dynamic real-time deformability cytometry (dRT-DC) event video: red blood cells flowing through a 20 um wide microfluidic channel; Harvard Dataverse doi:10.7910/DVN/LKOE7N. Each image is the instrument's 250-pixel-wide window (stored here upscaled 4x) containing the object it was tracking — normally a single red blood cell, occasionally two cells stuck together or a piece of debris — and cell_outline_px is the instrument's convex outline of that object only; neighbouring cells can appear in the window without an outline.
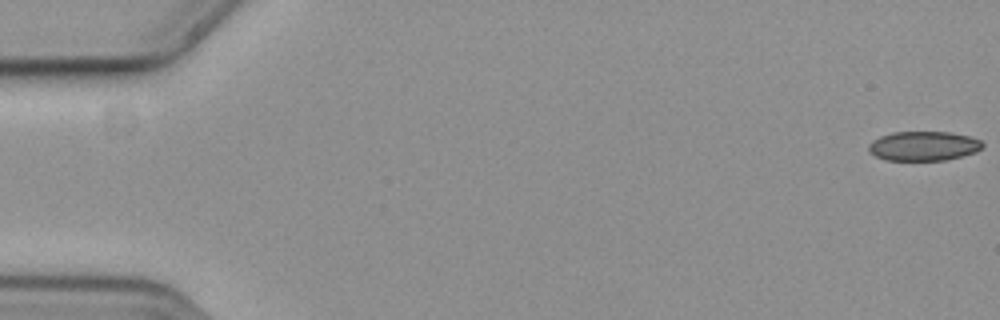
{"species": "common noctule bat (a hibernating species)", "species_latin": "Nyctalus noctula", "temperature_condition": "cold", "stored_images_in_passage": 56, "camera_frame_rate_fps": 3000, "um_per_image_px": 0.085, "animal": {"sex": "female", "body_mass_g": 19.3, "forearm_length_mm": 54.1}, "frame": {"image": 1, "passage_image": 1, "time_ms": 0.0, "image_size_px": [1000, 320], "cell_outline_px": [[984, 144], [976, 152], [944, 160], [884, 160], [868, 152], [868, 144], [872, 140], [880, 136], [892, 132], [948, 132], [972, 136], [980, 140]], "centroid_in_image_um": [78.47, 12.4], "position_along_channel_um": 6.5, "area_um2": 19.59}}
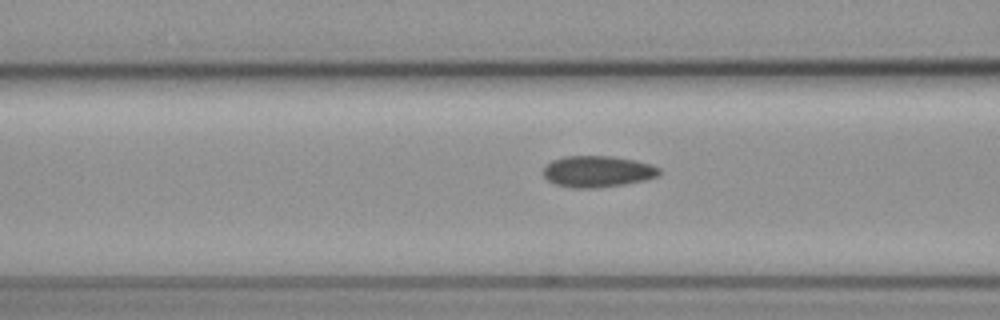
{"frame": {"image": 2, "passage_image": 23, "time_ms": 7.333, "image_size_px": [1000, 320], "cell_outline_px": [[660, 176], [644, 180], [624, 184], [600, 188], [572, 188], [556, 184], [548, 180], [544, 176], [544, 168], [552, 160], [564, 156], [612, 156], [636, 160], [652, 164], [660, 168]], "centroid_in_image_um": [50.83, 14.57], "position_along_channel_um": 115.8, "area_um2": 21.33}}
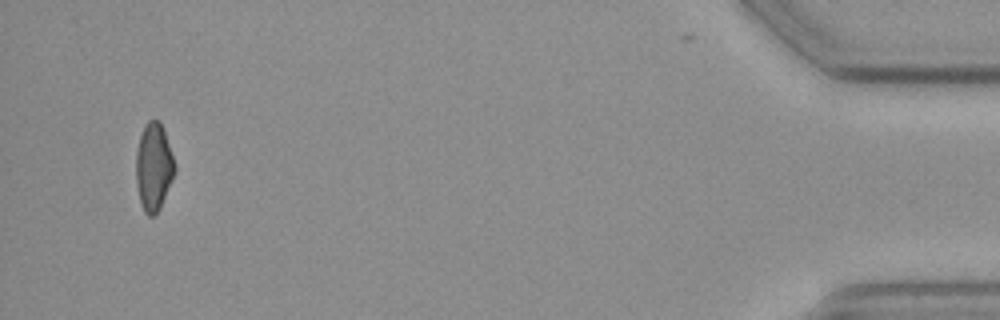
{"frame": {"image": 3, "passage_image": 55, "time_ms": 18.0, "image_size_px": [1000, 320], "cell_outline_px": [[176, 168], [160, 208], [152, 216], [148, 216], [144, 212], [140, 204], [136, 184], [136, 152], [140, 136], [144, 124], [148, 120], [160, 120]], "centroid_in_image_um": [13.03, 14.19], "position_along_channel_um": 422.2, "area_um2": 19.54}}